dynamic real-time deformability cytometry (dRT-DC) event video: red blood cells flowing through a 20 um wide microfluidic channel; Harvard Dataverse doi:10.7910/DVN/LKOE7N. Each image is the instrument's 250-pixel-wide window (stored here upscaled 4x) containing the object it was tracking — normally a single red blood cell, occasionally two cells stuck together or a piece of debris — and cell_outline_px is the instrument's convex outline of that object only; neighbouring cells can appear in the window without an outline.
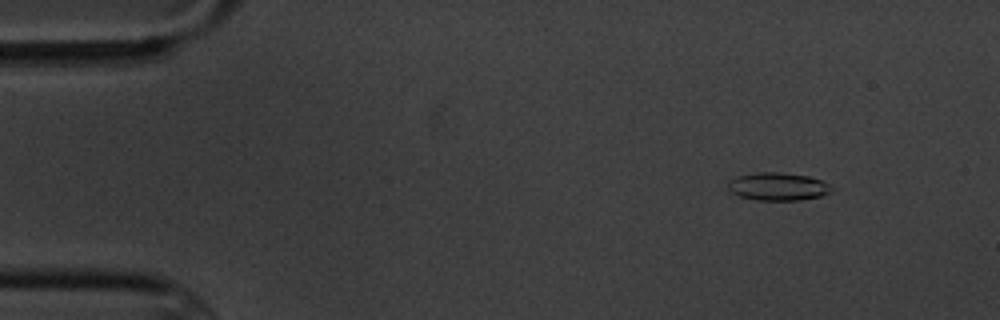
{"species": "common noctule bat (a hibernating species)", "species_latin": "Nyctalus noctula", "temperature_condition": "cold", "stored_images_in_passage": 4, "camera_frame_rate_fps": 3000, "um_per_image_px": 0.085, "animal": {"sex": "male", "body_mass_g": 20.1, "forearm_length_mm": 53.5}, "frame": {"image": 1, "passage_image": 2, "time_ms": 1.333, "image_size_px": [1000, 320], "cell_outline_px": [[832, 188], [828, 192], [820, 196], [800, 200], [756, 200], [740, 196], [732, 192], [728, 188], [728, 180], [736, 176], [756, 172], [780, 172], [808, 176], [820, 180], [828, 184]], "centroid_in_image_um": [66.07, 15.85], "position_along_channel_um": 18.9, "area_um2": 16.7}}